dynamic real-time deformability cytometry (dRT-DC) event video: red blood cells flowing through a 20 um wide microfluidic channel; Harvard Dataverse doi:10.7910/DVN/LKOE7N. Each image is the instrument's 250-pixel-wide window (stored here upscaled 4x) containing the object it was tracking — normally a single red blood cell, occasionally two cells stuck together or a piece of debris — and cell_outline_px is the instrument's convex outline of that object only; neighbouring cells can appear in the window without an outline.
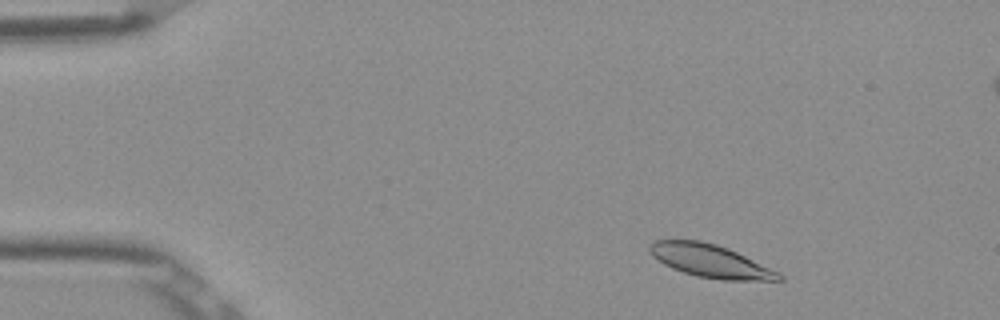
{"species": "Egyptian fruit bat (a non-hibernating species)", "species_latin": "Rousettus aegyptiacus", "temperature_condition": "room temperature", "stored_images_in_passage": 50, "camera_frame_rate_fps": 3000, "um_per_image_px": 0.085, "frame": {"image": 1, "passage_image": 4, "time_ms": 1.0, "image_size_px": [1000, 320], "cell_outline_px": [[784, 280], [720, 280], [696, 276], [672, 268], [664, 264], [652, 256], [648, 252], [648, 244], [656, 240], [700, 240], [716, 244], [728, 248], [780, 272], [784, 276]], "centroid_in_image_um": [60.37, 22.18], "position_along_channel_um": 24.6, "area_um2": 24.91}}
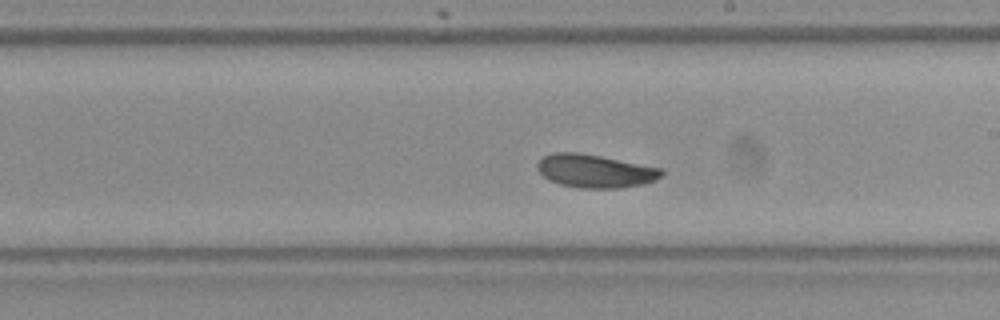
{"frame": {"image": 2, "passage_image": 27, "time_ms": 8.667, "image_size_px": [1000, 320], "cell_outline_px": [[664, 176], [656, 180], [644, 184], [620, 188], [580, 188], [560, 184], [548, 180], [536, 168], [536, 164], [544, 156], [552, 152], [580, 152], [660, 168], [664, 172]], "centroid_in_image_um": [50.57, 14.54], "position_along_channel_um": 238.4, "area_um2": 24.1}}
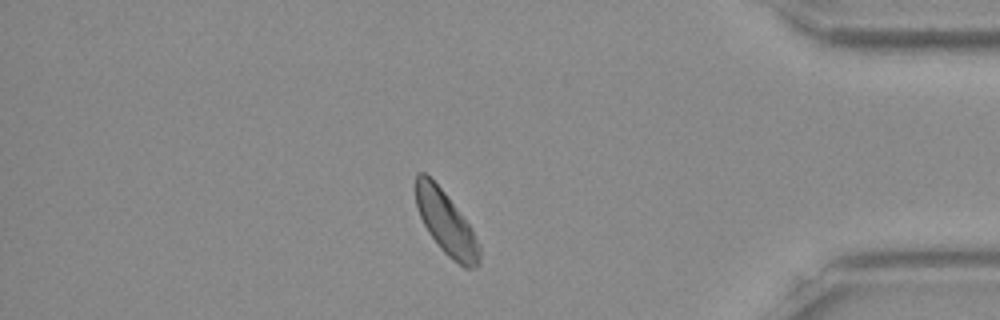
{"frame": {"image": 3, "passage_image": 42, "time_ms": 13.667, "image_size_px": [1000, 320], "cell_outline_px": [[480, 264], [476, 268], [464, 268], [452, 260], [440, 248], [428, 232], [416, 208], [416, 172], [424, 172], [444, 192], [472, 228], [480, 244]], "centroid_in_image_um": [37.94, 19.0], "position_along_channel_um": 397.3, "area_um2": 23.35}, "authors_computed_cell_mechanics": {"area_um2": 24.1315, "velocity_mm_per_s": 3.8189, "shape_relaxation_time_tau1_ms": 1.9179, "shape_relaxation_time_tau2_ms": 2.8564, "deformation_change_tau1": 0.0876, "deformation_change_tau2": 0.074}}